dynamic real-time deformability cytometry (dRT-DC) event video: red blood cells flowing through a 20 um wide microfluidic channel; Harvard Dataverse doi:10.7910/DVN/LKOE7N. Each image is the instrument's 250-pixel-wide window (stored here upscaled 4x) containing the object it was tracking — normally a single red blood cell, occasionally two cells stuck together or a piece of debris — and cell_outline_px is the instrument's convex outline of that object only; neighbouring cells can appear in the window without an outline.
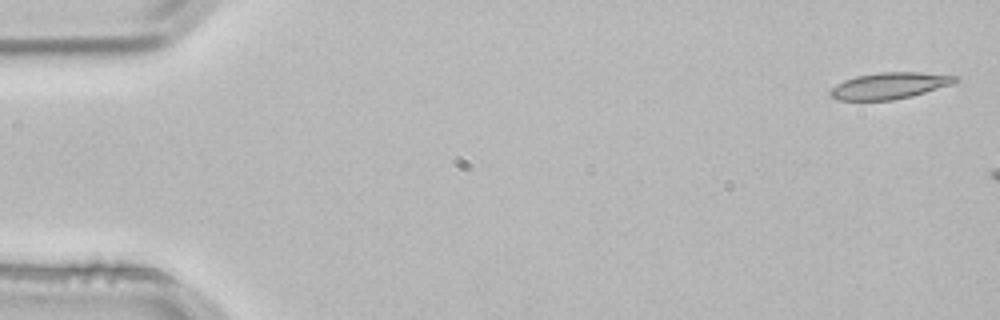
{"species": "common noctule bat (a hibernating species)", "species_latin": "Nyctalus noctula", "temperature_condition": "room temperature", "stored_images_in_passage": 3, "camera_frame_rate_fps": 3000, "um_per_image_px": 0.085, "animal": {"sex": "male", "body_mass_g": 21.5, "forearm_length_mm": 52.0}, "frame": {"image": 1, "passage_image": 1, "time_ms": 0.0, "image_size_px": [1000, 320], "cell_outline_px": [[960, 76], [956, 80], [948, 84], [912, 96], [892, 100], [836, 100], [828, 92], [836, 84], [844, 80], [856, 76], [880, 72], [920, 72]], "centroid_in_image_um": [75.54, 7.28], "position_along_channel_um": 9.5, "area_um2": 18.96}}